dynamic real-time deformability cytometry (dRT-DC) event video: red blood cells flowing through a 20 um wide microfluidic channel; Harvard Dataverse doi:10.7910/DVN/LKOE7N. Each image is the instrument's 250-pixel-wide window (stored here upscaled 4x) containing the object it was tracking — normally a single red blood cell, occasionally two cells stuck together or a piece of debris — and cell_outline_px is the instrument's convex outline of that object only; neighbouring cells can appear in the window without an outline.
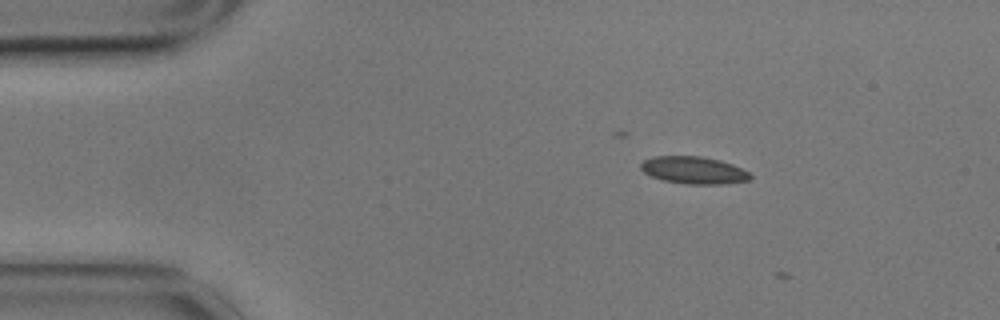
{"species": "common noctule bat (a hibernating species)", "species_latin": "Nyctalus noctula", "temperature_condition": "cold", "stored_images_in_passage": 3, "camera_frame_rate_fps": 3000, "um_per_image_px": 0.085, "animal": {"sex": "male", "body_mass_g": 17.9}, "frame": {"image": 1, "passage_image": 2, "time_ms": 0.333, "image_size_px": [1000, 320], "cell_outline_px": [[752, 176], [748, 180], [724, 184], [684, 184], [664, 180], [652, 176], [644, 172], [640, 168], [640, 164], [644, 160], [652, 156], [700, 156], [720, 160], [732, 164], [748, 172]], "centroid_in_image_um": [58.95, 14.46], "position_along_channel_um": 26.1, "area_um2": 17.34}}